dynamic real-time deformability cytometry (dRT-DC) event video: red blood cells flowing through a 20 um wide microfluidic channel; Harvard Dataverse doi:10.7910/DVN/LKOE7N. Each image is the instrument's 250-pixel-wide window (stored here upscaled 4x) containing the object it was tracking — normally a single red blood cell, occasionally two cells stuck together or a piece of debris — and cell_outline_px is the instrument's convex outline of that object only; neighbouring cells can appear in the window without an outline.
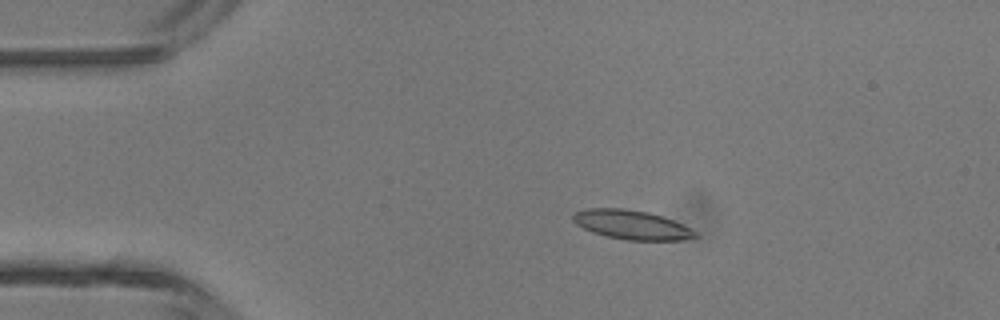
{"species": "common noctule bat (a hibernating species)", "species_latin": "Nyctalus noctula", "temperature_condition": "room temperature", "stored_images_in_passage": 2, "camera_frame_rate_fps": 3000, "um_per_image_px": 0.085, "animal": {"sex": "male", "body_mass_g": 13.3}, "frame": {"image": 1, "passage_image": 1, "time_ms": 0.0, "image_size_px": [1000, 320], "cell_outline_px": [[696, 236], [684, 240], [628, 240], [608, 236], [592, 232], [576, 224], [572, 220], [572, 216], [576, 212], [584, 208], [624, 208], [648, 212], [672, 220], [696, 232]], "centroid_in_image_um": [53.63, 19.09], "position_along_channel_um": 31.4, "area_um2": 20.46}}